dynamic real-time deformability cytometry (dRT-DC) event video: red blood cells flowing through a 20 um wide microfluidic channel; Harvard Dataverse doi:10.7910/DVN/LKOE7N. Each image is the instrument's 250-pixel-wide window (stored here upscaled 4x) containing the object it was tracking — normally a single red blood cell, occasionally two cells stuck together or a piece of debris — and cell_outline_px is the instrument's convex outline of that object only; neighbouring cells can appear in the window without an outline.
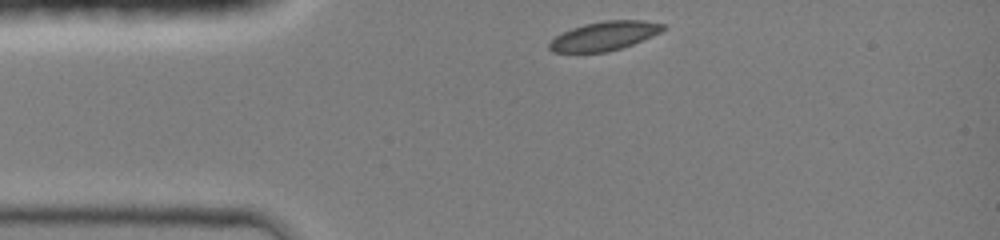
{"species": "common noctule bat (a hibernating species)", "species_latin": "Nyctalus noctula", "temperature_condition": "room temperature", "stored_images_in_passage": 19, "camera_frame_rate_fps": 3000, "um_per_image_px": 0.085, "animal": {"sex": "female", "body_mass_g": 19.0, "forearm_length_mm": 51.5}, "frame": {"image": 1, "passage_image": 1, "time_ms": 0.0, "image_size_px": [1000, 240], "cell_outline_px": [[668, 28], [660, 32], [632, 44], [608, 52], [552, 52], [548, 48], [548, 44], [556, 36], [572, 28], [584, 24], [604, 20], [644, 20], [668, 24]], "centroid_in_image_um": [51.4, 3.04], "position_along_channel_um": 33.6, "area_um2": 19.19}}
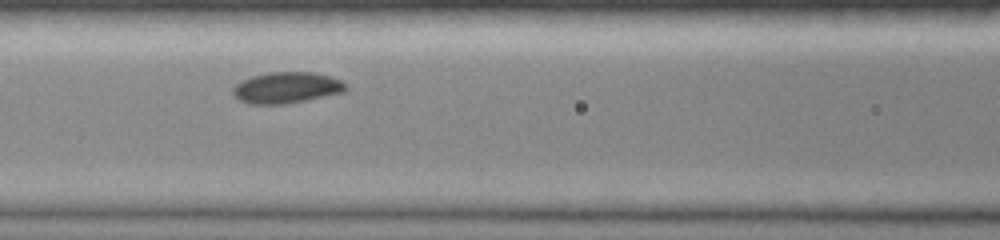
{"frame": {"image": 2, "passage_image": 11, "time_ms": 3.333, "image_size_px": [1000, 240], "cell_outline_px": [[348, 88], [344, 92], [284, 104], [248, 104], [240, 100], [232, 92], [232, 88], [240, 80], [252, 76], [268, 72], [312, 72], [328, 76], [340, 80]], "centroid_in_image_um": [24.31, 7.45], "position_along_channel_um": 142.3, "area_um2": 20.35}}
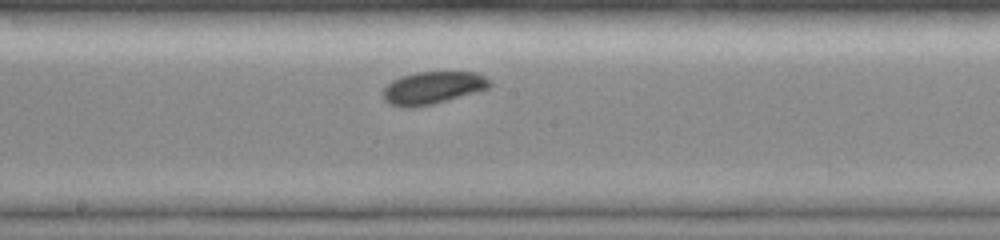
{"frame": {"image": 3, "passage_image": 16, "time_ms": 5.0, "image_size_px": [1000, 240], "cell_outline_px": [[492, 84], [488, 88], [432, 104], [412, 108], [404, 108], [388, 104], [384, 100], [384, 88], [392, 80], [400, 76], [416, 72], [476, 72], [492, 80]], "centroid_in_image_um": [36.76, 7.46], "position_along_channel_um": 211.4, "area_um2": 20.17}}